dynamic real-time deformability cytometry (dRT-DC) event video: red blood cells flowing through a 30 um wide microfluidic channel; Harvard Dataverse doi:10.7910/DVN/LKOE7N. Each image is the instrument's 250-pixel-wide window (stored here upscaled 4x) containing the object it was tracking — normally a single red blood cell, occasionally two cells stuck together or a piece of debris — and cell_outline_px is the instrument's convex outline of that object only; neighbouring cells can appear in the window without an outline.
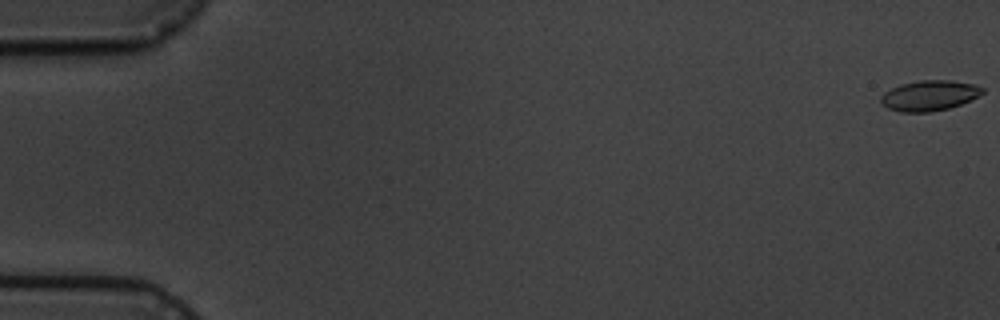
{"species": "common noctule bat (a hibernating species)", "species_latin": "Nyctalus noctula", "temperature_condition": "cold", "stored_images_in_passage": 6, "camera_frame_rate_fps": 3000, "um_per_image_px": 0.085, "animal": {"sex": "male", "body_mass_g": 19.5, "forearm_length_mm": 54.6}, "frame": {"image": 1, "passage_image": 1, "time_ms": 0.0, "image_size_px": [1000, 320], "cell_outline_px": [[984, 92], [960, 104], [948, 108], [928, 112], [900, 112], [888, 108], [880, 104], [880, 96], [884, 92], [900, 84], [920, 80], [952, 80], [976, 84], [984, 88]], "centroid_in_image_um": [78.96, 8.11], "position_along_channel_um": 6.0, "area_um2": 17.98}}
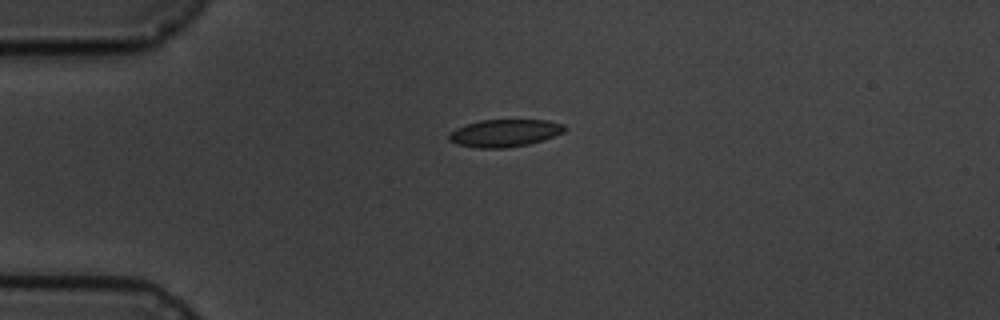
{"frame": {"image": 2, "passage_image": 5, "time_ms": 4.667, "image_size_px": [1000, 320], "cell_outline_px": [[568, 128], [564, 132], [528, 144], [504, 148], [476, 148], [456, 144], [448, 140], [448, 136], [456, 128], [480, 120], [548, 120], [564, 124]], "centroid_in_image_um": [42.89, 11.31], "position_along_channel_um": 42.1, "area_um2": 18.38}}